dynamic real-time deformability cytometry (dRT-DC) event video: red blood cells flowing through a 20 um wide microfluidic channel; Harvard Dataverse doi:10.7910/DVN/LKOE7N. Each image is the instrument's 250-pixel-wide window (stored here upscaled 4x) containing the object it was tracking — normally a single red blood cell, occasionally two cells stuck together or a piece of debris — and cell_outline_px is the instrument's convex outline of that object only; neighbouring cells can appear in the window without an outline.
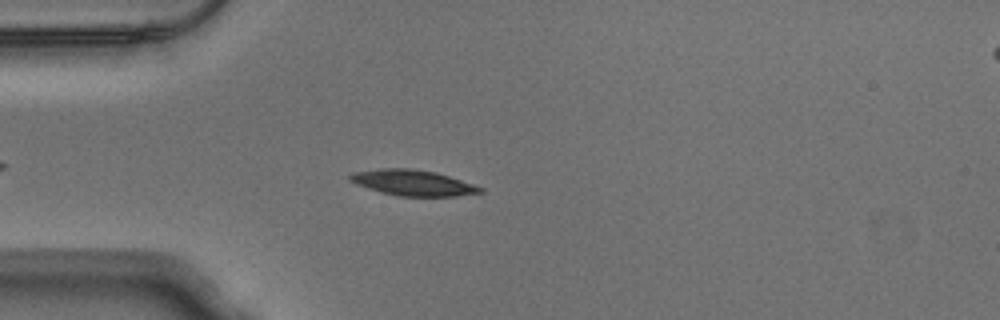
{"species": "Egyptian fruit bat (a non-hibernating species)", "species_latin": "Rousettus aegyptiacus", "temperature_condition": "warm", "stored_images_in_passage": 44, "camera_frame_rate_fps": 3000, "um_per_image_px": 0.085, "animal": {"sex": "male"}, "frame": {"image": 1, "passage_image": 6, "time_ms": 1.667, "image_size_px": [1000, 320], "cell_outline_px": [[484, 192], [456, 196], [400, 196], [368, 188], [356, 184], [348, 180], [348, 176], [352, 172], [380, 168], [412, 168], [436, 172], [484, 188]], "centroid_in_image_um": [35.07, 15.52], "position_along_channel_um": 49.9, "area_um2": 19.42}}
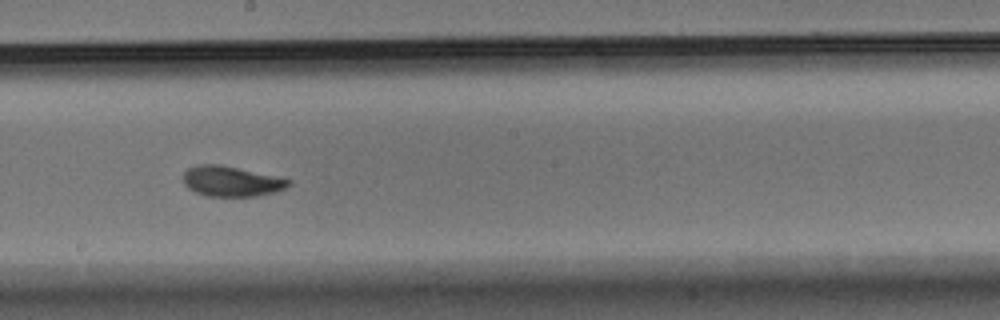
{"frame": {"image": 2, "passage_image": 21, "time_ms": 6.667, "image_size_px": [1000, 320], "cell_outline_px": [[292, 184], [276, 192], [256, 196], [208, 196], [196, 192], [188, 188], [184, 184], [184, 172], [188, 168], [196, 164], [220, 164], [276, 176], [292, 180]], "centroid_in_image_um": [19.67, 15.4], "position_along_channel_um": 228.5, "area_um2": 18.61}}
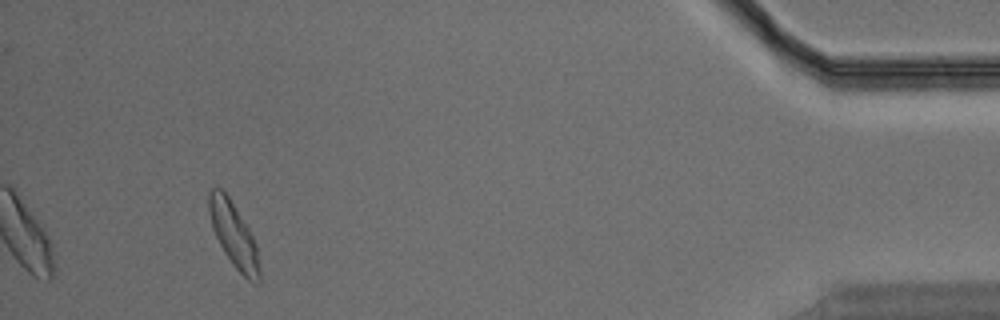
{"frame": {"image": 3, "passage_image": 41, "time_ms": 13.333, "image_size_px": [1000, 320], "cell_outline_px": [[260, 280], [256, 284], [248, 280], [232, 264], [224, 252], [212, 228], [208, 212], [208, 192], [212, 188], [220, 188], [228, 196], [248, 228], [256, 244], [260, 268]], "centroid_in_image_um": [19.85, 19.97], "position_along_channel_um": 415.3, "area_um2": 18.84}, "authors_computed_cell_mechanics": {"area_um2": 18.7272, "velocity_mm_per_s": 3.7931, "shape_relaxation_time_tau1_ms": 3.0758, "shape_relaxation_time_tau2_ms": 2.1037, "deformation_change_tau1": 0.1499, "deformation_change_tau2": 0.0434}}